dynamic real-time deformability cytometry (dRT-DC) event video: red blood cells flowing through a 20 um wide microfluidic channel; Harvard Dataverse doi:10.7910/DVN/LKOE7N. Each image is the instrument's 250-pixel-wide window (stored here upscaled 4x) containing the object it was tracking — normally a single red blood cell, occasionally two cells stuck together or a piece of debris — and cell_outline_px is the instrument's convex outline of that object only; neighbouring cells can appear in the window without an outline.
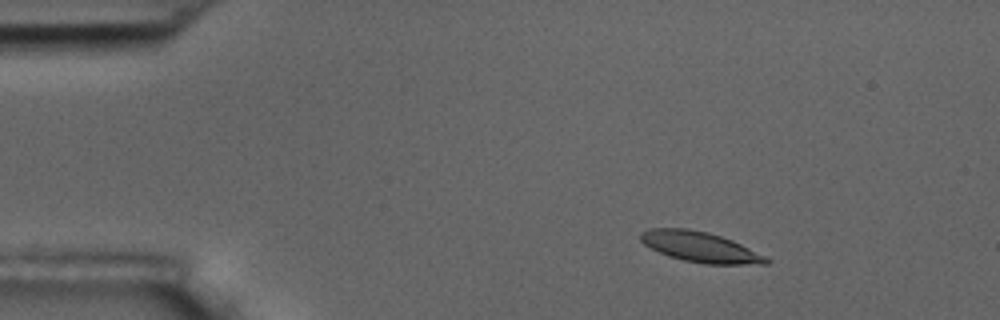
{"species": "common noctule bat (a hibernating species)", "species_latin": "Nyctalus noctula", "temperature_condition": "room temperature", "stored_images_in_passage": 15, "camera_frame_rate_fps": 3000, "um_per_image_px": 0.085, "animal": {"sex": "male", "body_mass_g": 17.5, "forearm_length_mm": 52.3}, "frame": {"image": 1, "passage_image": 3, "time_ms": 2.333, "image_size_px": [1000, 320], "cell_outline_px": [[772, 260], [768, 264], [704, 264], [684, 260], [668, 256], [644, 244], [640, 240], [640, 232], [648, 228], [688, 228], [708, 232], [732, 240]], "centroid_in_image_um": [59.48, 20.98], "position_along_channel_um": 25.5, "area_um2": 22.08}}
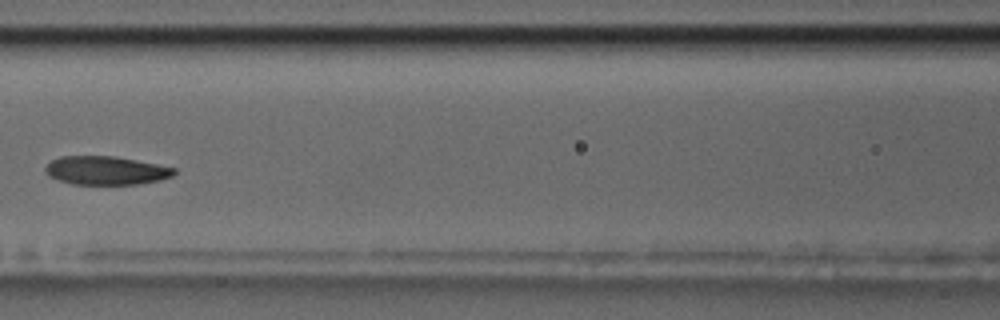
{"frame": {"image": 2, "passage_image": 7, "time_ms": 8.0, "image_size_px": [1000, 320], "cell_outline_px": [[176, 172], [172, 176], [160, 180], [140, 184], [72, 184], [48, 176], [44, 172], [44, 168], [52, 160], [60, 156], [116, 156], [176, 168]], "centroid_in_image_um": [9.0, 14.49], "position_along_channel_um": 157.6, "area_um2": 21.44}}
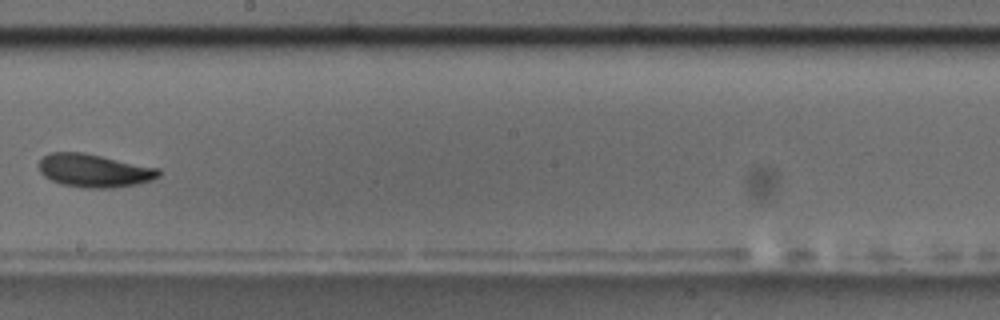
{"frame": {"image": 3, "passage_image": 9, "time_ms": 10.333, "image_size_px": [1000, 320], "cell_outline_px": [[160, 176], [152, 180], [136, 184], [112, 188], [84, 188], [64, 184], [52, 180], [44, 176], [40, 172], [36, 164], [44, 156], [52, 152], [84, 152], [160, 168]], "centroid_in_image_um": [8.01, 14.49], "position_along_channel_um": 240.2, "area_um2": 23.29}, "authors_computed_cell_mechanics": {"area_um2": 21.964, "velocity_mm_per_s": 3.575, "shape_relaxation_time_tau1_ms": 3.4958, "shape_relaxation_time_tau2_ms": null, "deformation_change_tau1": 0.1057, "deformation_change_tau2": null}}